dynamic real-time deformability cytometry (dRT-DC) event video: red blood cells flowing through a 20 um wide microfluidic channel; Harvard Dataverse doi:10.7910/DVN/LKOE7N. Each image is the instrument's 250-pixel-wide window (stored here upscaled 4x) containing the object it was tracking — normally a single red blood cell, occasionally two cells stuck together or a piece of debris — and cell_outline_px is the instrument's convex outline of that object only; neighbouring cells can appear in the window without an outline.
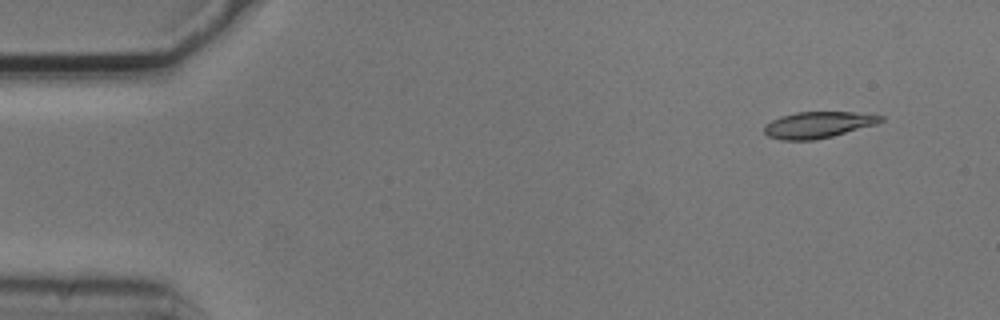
{"species": "common noctule bat (a hibernating species)", "species_latin": "Nyctalus noctula", "temperature_condition": "cold", "stored_images_in_passage": 7, "camera_frame_rate_fps": 3000, "um_per_image_px": 0.085, "animal": {"sex": "male", "body_mass_g": 20.5, "forearm_length_mm": 52.5}, "frame": {"image": 1, "passage_image": 1, "time_ms": 0.0, "image_size_px": [1000, 320], "cell_outline_px": [[884, 120], [876, 124], [832, 136], [812, 140], [780, 140], [768, 136], [764, 132], [764, 124], [780, 116], [796, 112], [852, 112], [884, 116]], "centroid_in_image_um": [69.5, 10.61], "position_along_channel_um": 15.5, "area_um2": 17.8}}
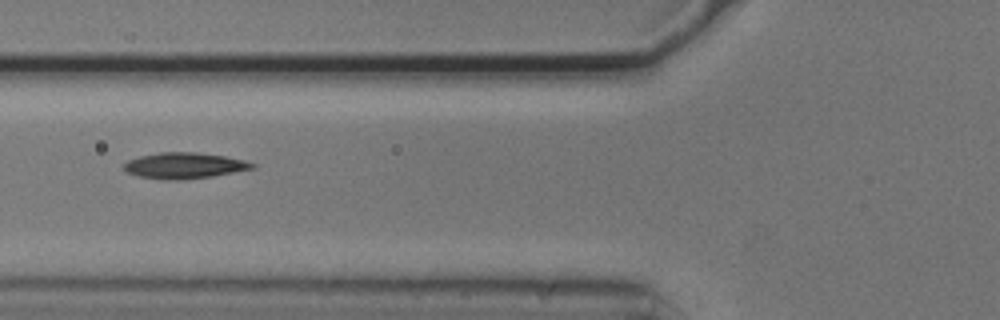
{"frame": {"image": 2, "passage_image": 5, "time_ms": 1.333, "image_size_px": [1000, 320], "cell_outline_px": [[256, 168], [212, 176], [180, 180], [160, 180], [136, 176], [128, 172], [124, 168], [124, 164], [128, 160], [140, 156], [160, 152], [196, 152], [224, 156], [244, 160], [256, 164]], "centroid_in_image_um": [15.66, 14.08], "position_along_channel_um": 110.1, "area_um2": 19.48}}